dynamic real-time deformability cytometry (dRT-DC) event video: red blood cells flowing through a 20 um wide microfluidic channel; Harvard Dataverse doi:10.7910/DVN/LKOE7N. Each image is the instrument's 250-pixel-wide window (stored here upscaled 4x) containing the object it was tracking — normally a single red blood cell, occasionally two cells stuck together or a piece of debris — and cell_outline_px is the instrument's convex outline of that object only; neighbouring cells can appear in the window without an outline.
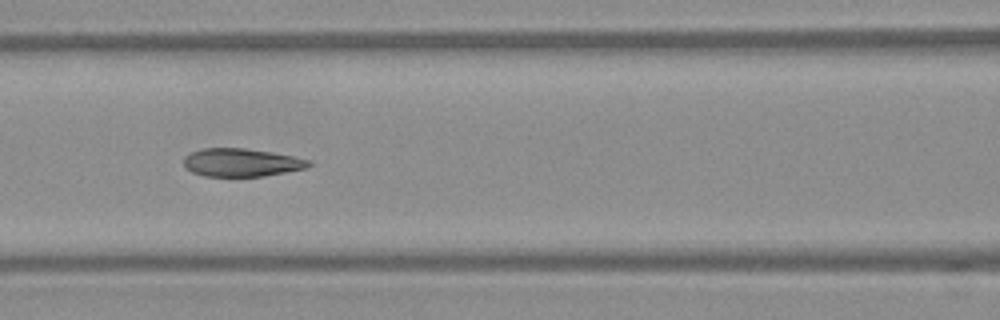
{"species": "Egyptian fruit bat (a non-hibernating species)", "species_latin": "Rousettus aegyptiacus", "temperature_condition": "warm", "stored_images_in_passage": 14, "camera_frame_rate_fps": 3000, "um_per_image_px": 0.085, "frame": {"image": 1, "passage_image": 8, "time_ms": 2.333, "image_size_px": [1000, 320], "cell_outline_px": [[316, 164], [308, 168], [264, 176], [204, 176], [192, 172], [184, 168], [184, 156], [192, 152], [204, 148], [244, 148], [272, 152], [312, 160]], "centroid_in_image_um": [20.57, 13.81], "position_along_channel_um": 146.0, "area_um2": 20.69}}